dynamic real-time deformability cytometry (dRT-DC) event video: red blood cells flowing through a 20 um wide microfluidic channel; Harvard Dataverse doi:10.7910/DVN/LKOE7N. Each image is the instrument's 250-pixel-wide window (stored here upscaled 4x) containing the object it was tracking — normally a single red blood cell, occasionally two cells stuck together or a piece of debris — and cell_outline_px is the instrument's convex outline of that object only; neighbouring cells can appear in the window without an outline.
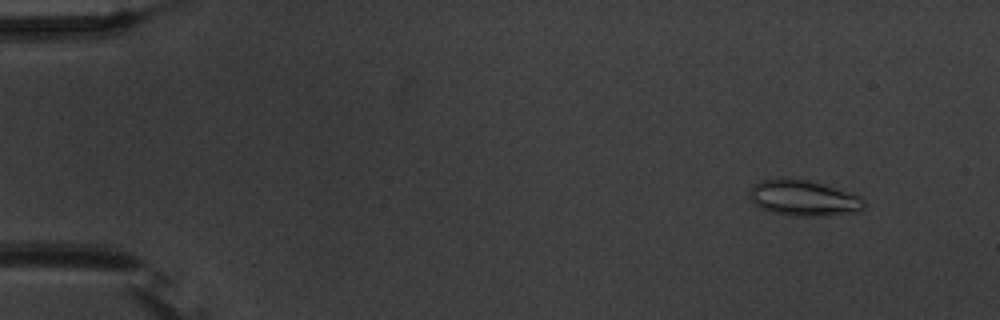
{"species": "common noctule bat (a hibernating species)", "species_latin": "Nyctalus noctula", "temperature_condition": "warm", "stored_images_in_passage": 52, "camera_frame_rate_fps": 3000, "um_per_image_px": 0.085, "animal": {"sex": "male", "body_mass_g": 20.1, "forearm_length_mm": 53.5}, "frame": {"image": 1, "passage_image": 2, "time_ms": 0.333, "image_size_px": [1000, 320], "cell_outline_px": [[868, 204], [860, 212], [828, 216], [792, 216], [768, 212], [760, 208], [748, 196], [752, 184], [760, 180], [780, 176], [808, 180], [824, 184], [852, 192], [860, 196]], "centroid_in_image_um": [68.32, 16.82], "position_along_channel_um": 16.7, "area_um2": 24.85}}
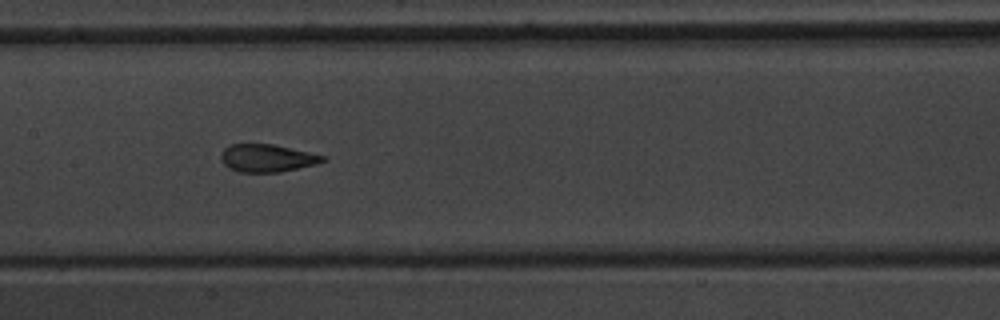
{"frame": {"image": 2, "passage_image": 25, "time_ms": 8.0, "image_size_px": [1000, 320], "cell_outline_px": [[328, 160], [316, 164], [280, 172], [240, 172], [228, 168], [224, 164], [220, 156], [220, 152], [228, 144], [272, 144], [328, 156]], "centroid_in_image_um": [22.71, 13.43], "position_along_channel_um": 184.7, "area_um2": 16.59}}
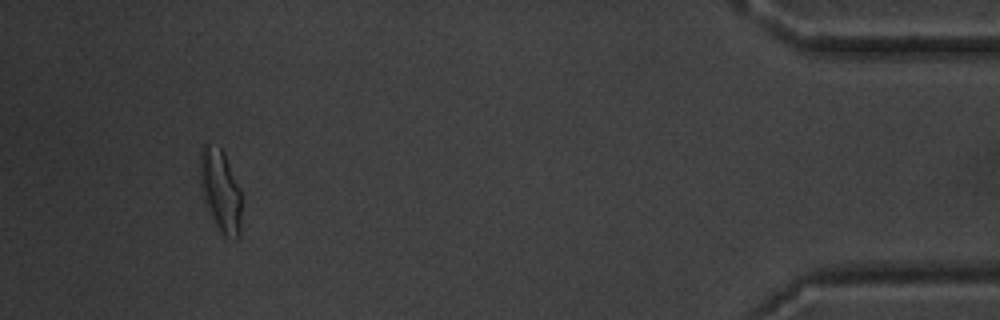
{"frame": {"image": 3, "passage_image": 49, "time_ms": 16.0, "image_size_px": [1000, 320], "cell_outline_px": [[240, 236], [236, 240], [224, 236], [216, 224], [204, 200], [200, 184], [200, 148], [204, 144], [208, 144], [220, 148], [224, 152], [240, 188]], "centroid_in_image_um": [18.74, 16.19], "position_along_channel_um": 416.5, "area_um2": 19.71}, "authors_computed_cell_mechanics": {"area_um2": 17.4267, "velocity_mm_per_s": 3.6804, "shape_relaxation_time_tau1_ms": 4.8585, "shape_relaxation_time_tau2_ms": 0.6579, "deformation_change_tau1": 0.162, "deformation_change_tau2": 0.0597}}